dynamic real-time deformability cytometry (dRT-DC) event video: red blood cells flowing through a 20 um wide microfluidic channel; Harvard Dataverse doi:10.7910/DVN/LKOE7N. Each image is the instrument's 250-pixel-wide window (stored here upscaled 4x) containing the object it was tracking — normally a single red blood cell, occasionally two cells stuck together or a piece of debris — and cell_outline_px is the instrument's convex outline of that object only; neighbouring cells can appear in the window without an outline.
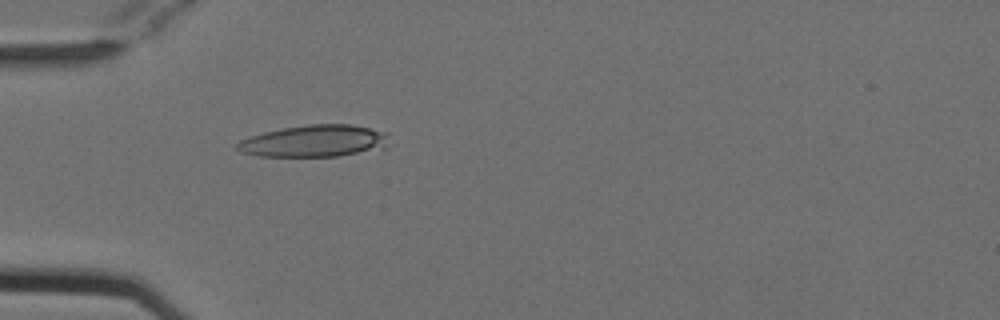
{"species": "Egyptian fruit bat (a non-hibernating species)", "species_latin": "Rousettus aegyptiacus", "temperature_condition": "cold", "stored_images_in_passage": 18, "camera_frame_rate_fps": 3000, "um_per_image_px": 0.085, "animal": {"sex": "female"}, "frame": {"image": 1, "passage_image": 14, "time_ms": 4.333, "image_size_px": [1000, 320], "cell_outline_px": [[392, 144], [388, 148], [336, 156], [256, 156], [240, 152], [236, 148], [236, 144], [240, 140], [264, 132], [284, 128], [308, 124], [352, 124], [388, 132]], "centroid_in_image_um": [26.81, 11.99], "position_along_channel_um": 58.2, "area_um2": 28.61}}